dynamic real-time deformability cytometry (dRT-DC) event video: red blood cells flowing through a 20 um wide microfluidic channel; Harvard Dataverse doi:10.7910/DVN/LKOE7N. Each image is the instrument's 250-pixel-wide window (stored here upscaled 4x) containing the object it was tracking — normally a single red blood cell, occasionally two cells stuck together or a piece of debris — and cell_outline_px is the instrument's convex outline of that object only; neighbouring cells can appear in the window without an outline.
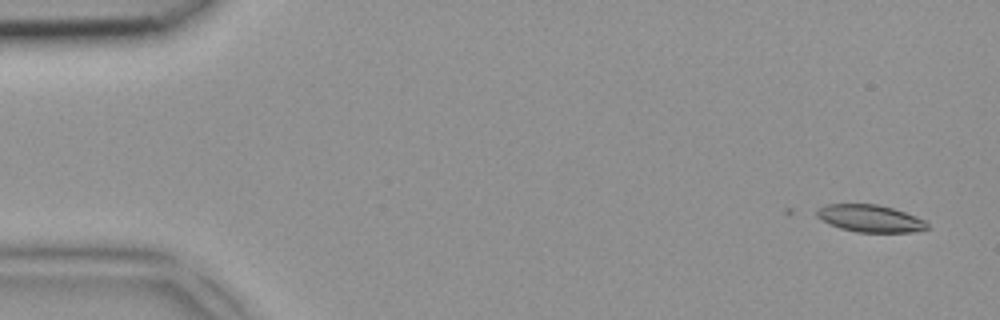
{"species": "common noctule bat (a hibernating species)", "species_latin": "Nyctalus noctula", "temperature_condition": "room temperature", "stored_images_in_passage": 5, "camera_frame_rate_fps": 3000, "um_per_image_px": 0.085, "animal": {"sex": "female", "body_mass_g": 18.4}, "frame": {"image": 1, "passage_image": 1, "time_ms": 0.0, "image_size_px": [1000, 320], "cell_outline_px": [[928, 228], [912, 232], [856, 232], [840, 228], [816, 216], [816, 208], [824, 204], [876, 204], [892, 208], [904, 212], [924, 220], [928, 224]], "centroid_in_image_um": [73.93, 18.56], "position_along_channel_um": 11.1, "area_um2": 17.34}}
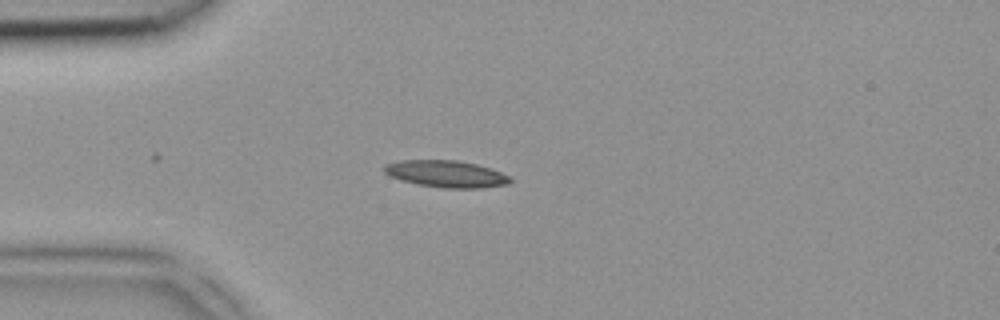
{"frame": {"image": 2, "passage_image": 4, "time_ms": 1.0, "image_size_px": [1000, 320], "cell_outline_px": [[512, 180], [508, 184], [480, 188], [444, 188], [416, 184], [400, 180], [384, 172], [384, 164], [400, 160], [456, 160], [476, 164], [500, 172], [508, 176]], "centroid_in_image_um": [37.89, 14.78], "position_along_channel_um": 47.1, "area_um2": 19.59}}